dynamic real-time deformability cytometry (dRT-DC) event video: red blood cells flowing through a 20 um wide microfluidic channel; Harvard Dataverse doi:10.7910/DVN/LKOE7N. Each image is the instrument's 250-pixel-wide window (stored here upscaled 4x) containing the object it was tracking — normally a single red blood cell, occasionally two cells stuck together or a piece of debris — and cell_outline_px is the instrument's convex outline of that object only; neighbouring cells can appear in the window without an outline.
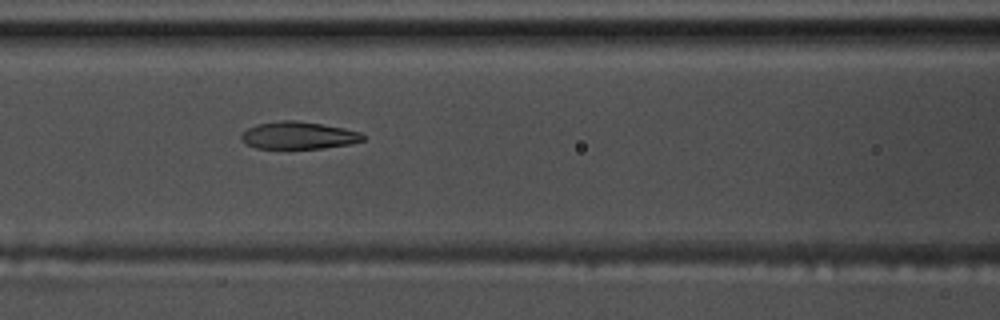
{"species": "common noctule bat (a hibernating species)", "species_latin": "Nyctalus noctula", "temperature_condition": "warm", "stored_images_in_passage": 9, "camera_frame_rate_fps": 3000, "um_per_image_px": 0.085, "animal": {"sex": "male", "body_mass_g": 17.5, "forearm_length_mm": 52.3}, "frame": {"image": 1, "passage_image": 7, "time_ms": 2.0, "image_size_px": [1000, 320], "cell_outline_px": [[364, 140], [352, 144], [324, 148], [256, 148], [240, 140], [240, 136], [248, 128], [256, 124], [280, 120], [296, 120], [344, 128], [360, 132], [364, 136]], "centroid_in_image_um": [25.37, 11.51], "position_along_channel_um": 141.2, "area_um2": 19.36}}
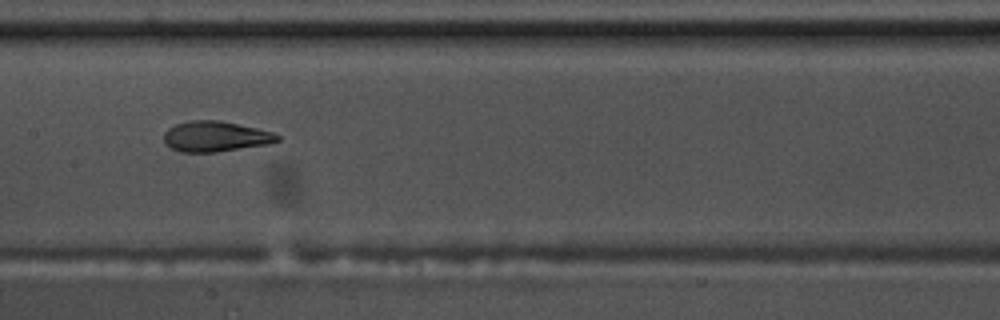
{"frame": {"image": 2, "passage_image": 8, "time_ms": 2.333, "image_size_px": [1000, 320], "cell_outline_px": [[280, 140], [268, 144], [216, 152], [180, 152], [164, 144], [164, 132], [168, 128], [176, 124], [188, 120], [220, 120], [256, 128], [272, 132], [280, 136]], "centroid_in_image_um": [18.28, 11.59], "position_along_channel_um": 189.1, "area_um2": 20.17}}
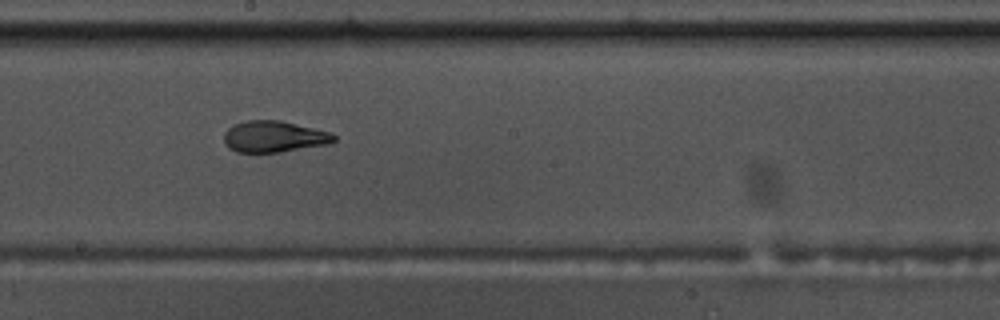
{"frame": {"image": 3, "passage_image": 9, "time_ms": 2.667, "image_size_px": [1000, 320], "cell_outline_px": [[336, 140], [324, 144], [280, 152], [236, 152], [228, 148], [224, 144], [224, 132], [228, 128], [244, 120], [280, 120], [328, 132], [336, 136]], "centroid_in_image_um": [23.21, 11.61], "position_along_channel_um": 225.0, "area_um2": 19.83}}